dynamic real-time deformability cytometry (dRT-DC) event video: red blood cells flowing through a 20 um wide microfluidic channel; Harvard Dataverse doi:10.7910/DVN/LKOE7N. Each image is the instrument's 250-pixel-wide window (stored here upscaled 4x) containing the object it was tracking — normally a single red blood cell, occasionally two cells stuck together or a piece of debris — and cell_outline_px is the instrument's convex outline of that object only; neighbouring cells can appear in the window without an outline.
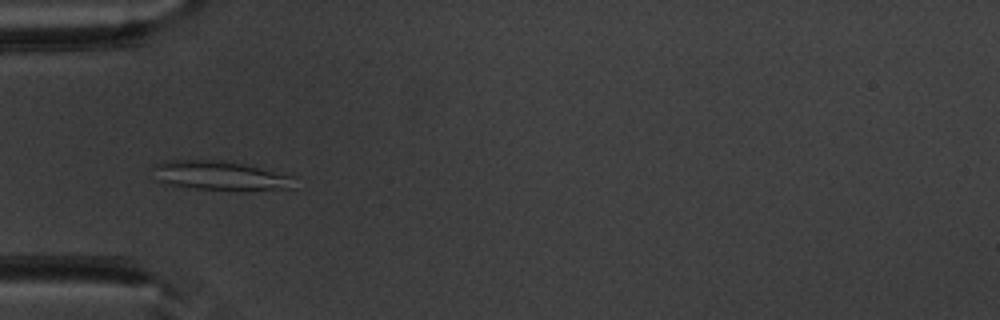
{"species": "common noctule bat (a hibernating species)", "species_latin": "Nyctalus noctula", "temperature_condition": "warm", "stored_images_in_passage": 43, "camera_frame_rate_fps": 3000, "um_per_image_px": 0.085, "animal": {"sex": "male", "body_mass_g": 20.1, "forearm_length_mm": 53.5}, "frame": {"image": 1, "passage_image": 8, "time_ms": 2.333, "image_size_px": [1000, 320], "cell_outline_px": [[296, 188], [244, 192], [196, 188], [168, 184], [156, 180], [152, 168], [152, 164], [164, 160], [220, 160], [244, 164], [296, 176]], "centroid_in_image_um": [18.79, 14.95], "position_along_channel_um": 66.2, "area_um2": 24.97}}
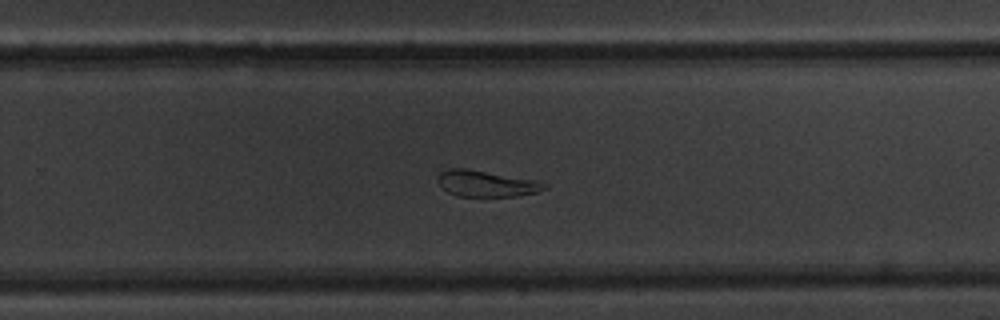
{"frame": {"image": 2, "passage_image": 25, "time_ms": 8.0, "image_size_px": [1000, 320], "cell_outline_px": [[548, 188], [536, 192], [516, 196], [456, 196], [448, 192], [436, 180], [436, 176], [440, 172], [448, 168], [464, 168], [536, 180], [548, 184]], "centroid_in_image_um": [41.32, 15.6], "position_along_channel_um": 288.5, "area_um2": 16.24}}
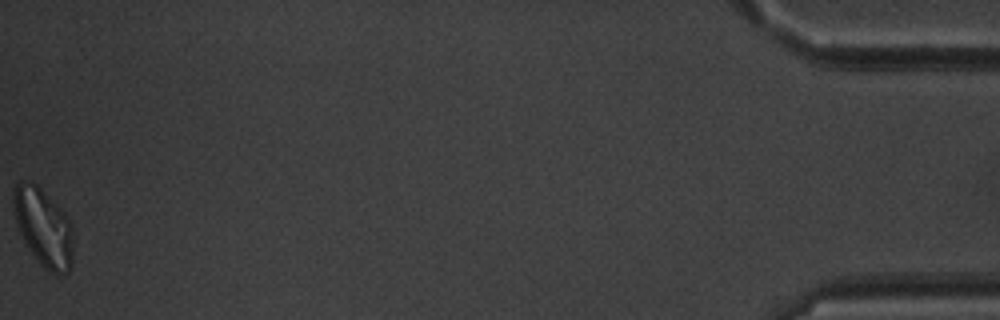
{"frame": {"image": 3, "passage_image": 43, "time_ms": 14.0, "image_size_px": [1000, 320], "cell_outline_px": [[72, 268], [64, 276], [60, 276], [48, 272], [44, 268], [28, 248], [20, 232], [12, 208], [12, 192], [16, 184], [20, 180], [32, 180], [72, 220]], "centroid_in_image_um": [3.7, 19.33], "position_along_channel_um": 431.5, "area_um2": 27.57}, "authors_computed_cell_mechanics": {"area_um2": 19.652, "velocity_mm_per_s": 3.9418, "shape_relaxation_time_tau1_ms": null, "shape_relaxation_time_tau2_ms": 3.8377, "deformation_change_tau1": null, "deformation_change_tau2": 0.0882}}